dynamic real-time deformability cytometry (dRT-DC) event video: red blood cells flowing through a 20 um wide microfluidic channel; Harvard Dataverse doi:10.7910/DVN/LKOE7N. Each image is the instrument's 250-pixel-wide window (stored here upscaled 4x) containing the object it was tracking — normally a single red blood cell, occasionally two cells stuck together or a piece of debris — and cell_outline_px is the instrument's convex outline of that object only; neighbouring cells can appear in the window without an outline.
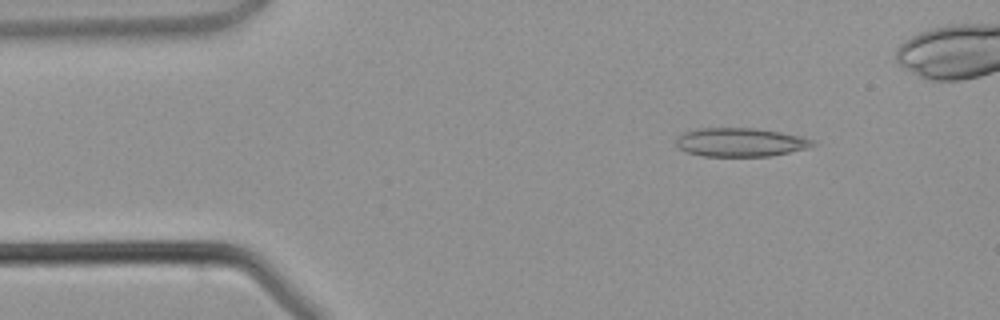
{"species": "common noctule bat (a hibernating species)", "species_latin": "Nyctalus noctula", "temperature_condition": "warm", "stored_images_in_passage": 40, "camera_frame_rate_fps": 3000, "um_per_image_px": 0.085, "animal": {"sex": "male", "body_mass_g": 21.5, "forearm_length_mm": 52.0}, "frame": {"image": 1, "passage_image": 1, "time_ms": 0.0, "image_size_px": [1000, 320], "cell_outline_px": [[816, 144], [808, 148], [768, 156], [700, 156], [684, 152], [676, 148], [676, 136], [684, 132], [696, 128], [756, 128], [804, 136], [816, 140]], "centroid_in_image_um": [62.9, 12.09], "position_along_channel_um": 22.1, "area_um2": 23.24}}
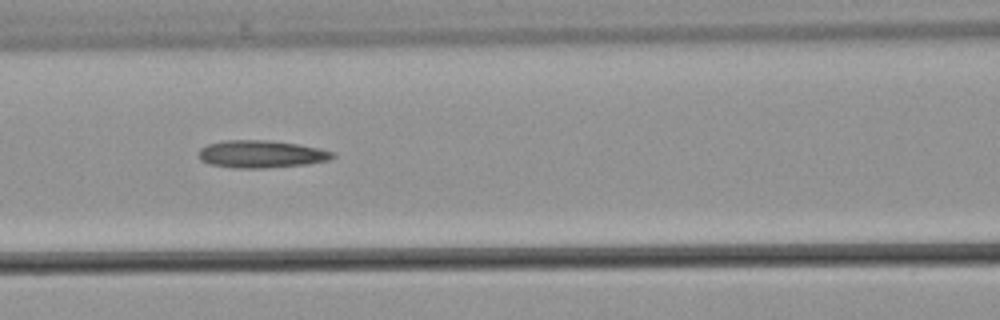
{"frame": {"image": 2, "passage_image": 13, "time_ms": 4.0, "image_size_px": [1000, 320], "cell_outline_px": [[336, 156], [328, 160], [308, 164], [264, 168], [236, 168], [208, 164], [200, 160], [200, 148], [208, 144], [224, 140], [264, 140], [296, 144], [320, 148], [336, 152]], "centroid_in_image_um": [22.22, 13.1], "position_along_channel_um": 144.4, "area_um2": 21.44}}
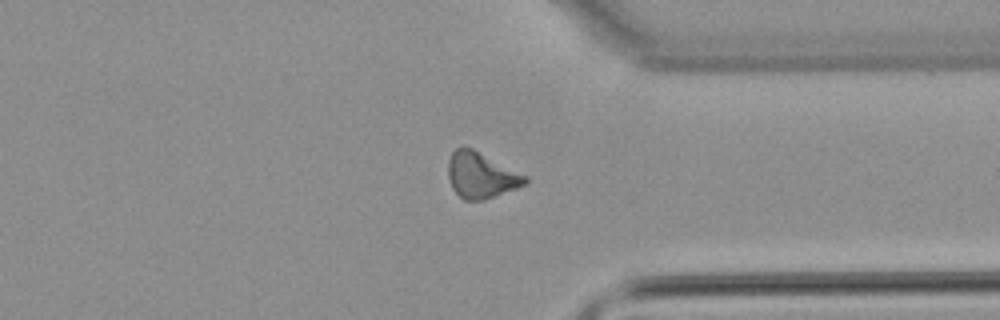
{"frame": {"image": 3, "passage_image": 28, "time_ms": 9.0, "image_size_px": [1000, 320], "cell_outline_px": [[528, 180], [524, 184], [516, 188], [484, 200], [464, 200], [452, 188], [448, 176], [448, 160], [452, 152], [456, 148], [472, 148], [528, 176]], "centroid_in_image_um": [40.88, 14.9], "position_along_channel_um": 370.5, "area_um2": 20.35}}